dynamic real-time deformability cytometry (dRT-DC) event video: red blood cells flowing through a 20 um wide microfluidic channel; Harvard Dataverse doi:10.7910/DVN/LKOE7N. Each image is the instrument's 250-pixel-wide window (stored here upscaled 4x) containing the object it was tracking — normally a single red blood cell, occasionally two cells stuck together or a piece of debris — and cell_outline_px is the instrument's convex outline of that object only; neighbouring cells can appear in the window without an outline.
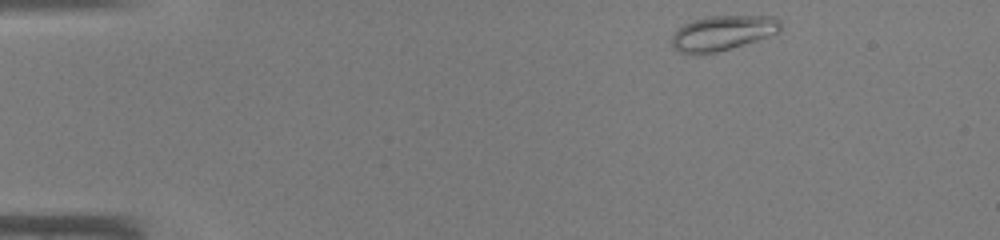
{"species": "common noctule bat (a hibernating species)", "species_latin": "Nyctalus noctula", "temperature_condition": "warm", "stored_images_in_passage": 9, "camera_frame_rate_fps": 3000, "um_per_image_px": 0.085, "animal": {"sex": "male", "body_mass_g": 19.0, "forearm_length_mm": 50.8}, "frame": {"image": 1, "passage_image": 1, "time_ms": 0.0, "image_size_px": [1000, 240], "cell_outline_px": [[780, 32], [756, 40], [716, 52], [696, 56], [680, 52], [672, 44], [672, 36], [684, 24], [692, 20], [708, 16], [776, 16], [780, 20]], "centroid_in_image_um": [61.42, 2.8], "position_along_channel_um": 23.6, "area_um2": 22.02}}